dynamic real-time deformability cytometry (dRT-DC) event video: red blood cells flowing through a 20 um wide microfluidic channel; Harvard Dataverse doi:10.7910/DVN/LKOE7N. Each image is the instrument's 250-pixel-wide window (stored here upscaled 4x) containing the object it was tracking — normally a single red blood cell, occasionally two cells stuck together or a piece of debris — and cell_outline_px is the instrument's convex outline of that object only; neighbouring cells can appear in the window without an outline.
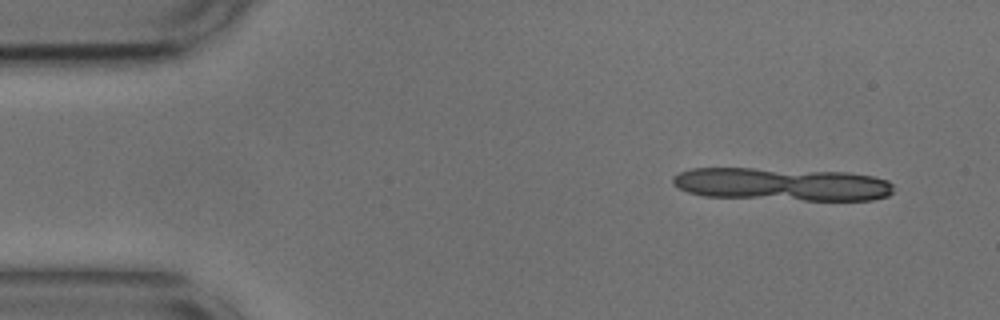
{"species": "common noctule bat (a hibernating species)", "species_latin": "Nyctalus noctula", "temperature_condition": "cold", "stored_images_in_passage": 8, "camera_frame_rate_fps": 3000, "um_per_image_px": 0.085, "animal": {"sex": "male", "body_mass_g": 17.9, "forearm_length_mm": 54.2}, "frame": {"image": 1, "passage_image": 3, "time_ms": 0.667, "image_size_px": [1000, 320], "cell_outline_px": [[888, 192], [880, 196], [856, 200], [820, 200], [804, 196], [828, 176], [860, 176], [880, 180], [888, 184]], "centroid_in_image_um": [72.09, 16.03], "position_along_channel_um": 12.9, "area_um2": 11.27}}